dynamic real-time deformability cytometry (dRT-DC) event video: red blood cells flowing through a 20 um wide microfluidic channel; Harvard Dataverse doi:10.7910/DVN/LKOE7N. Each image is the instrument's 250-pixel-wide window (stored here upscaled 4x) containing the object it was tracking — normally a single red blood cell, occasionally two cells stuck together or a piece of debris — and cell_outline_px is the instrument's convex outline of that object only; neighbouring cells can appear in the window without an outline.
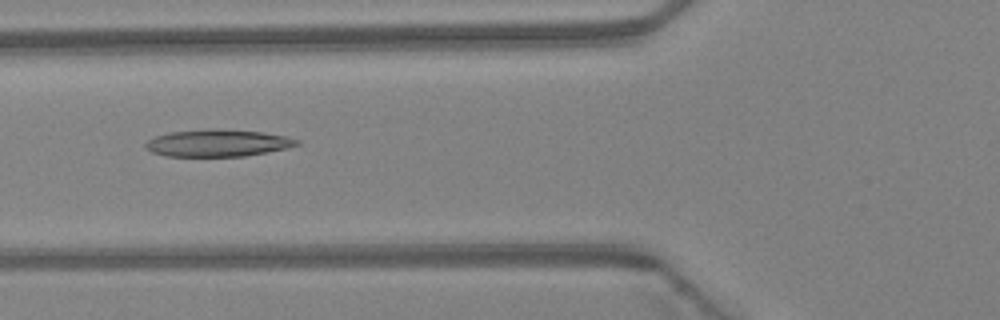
{"species": "Egyptian fruit bat (a non-hibernating species)", "species_latin": "Rousettus aegyptiacus", "temperature_condition": "warm", "stored_images_in_passage": 5, "camera_frame_rate_fps": 3000, "um_per_image_px": 0.085, "animal": {"sex": "female"}, "frame": {"image": 1, "passage_image": 5, "time_ms": 1.333, "image_size_px": [1000, 320], "cell_outline_px": [[300, 144], [288, 148], [268, 152], [244, 156], [168, 156], [152, 152], [144, 148], [144, 144], [148, 140], [156, 136], [168, 132], [208, 128], [212, 128], [264, 132], [288, 136], [300, 140]], "centroid_in_image_um": [18.53, 12.14], "position_along_channel_um": 107.3, "area_um2": 24.16}}